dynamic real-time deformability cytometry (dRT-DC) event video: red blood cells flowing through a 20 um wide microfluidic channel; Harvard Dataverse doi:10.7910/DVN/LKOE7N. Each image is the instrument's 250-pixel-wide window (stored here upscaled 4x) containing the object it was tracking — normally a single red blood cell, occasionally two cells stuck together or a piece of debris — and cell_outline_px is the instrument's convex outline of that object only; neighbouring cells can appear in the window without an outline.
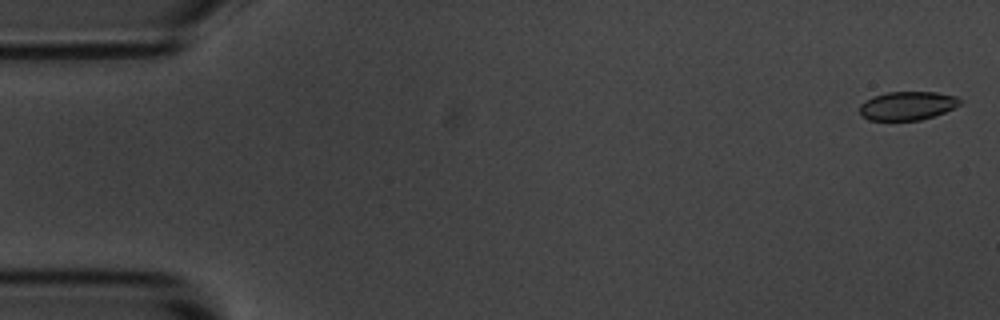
{"species": "common noctule bat (a hibernating species)", "species_latin": "Nyctalus noctula", "temperature_condition": "room temperature", "stored_images_in_passage": 53, "camera_frame_rate_fps": 3000, "um_per_image_px": 0.085, "animal": {"sex": "male", "body_mass_g": 20.1, "forearm_length_mm": 53.5}, "frame": {"image": 1, "passage_image": 2, "time_ms": 0.333, "image_size_px": [1000, 320], "cell_outline_px": [[960, 104], [944, 112], [920, 120], [868, 120], [860, 116], [860, 104], [864, 100], [872, 96], [888, 92], [936, 92], [956, 96], [960, 100]], "centroid_in_image_um": [77.07, 8.98], "position_along_channel_um": 7.9, "area_um2": 16.7}}
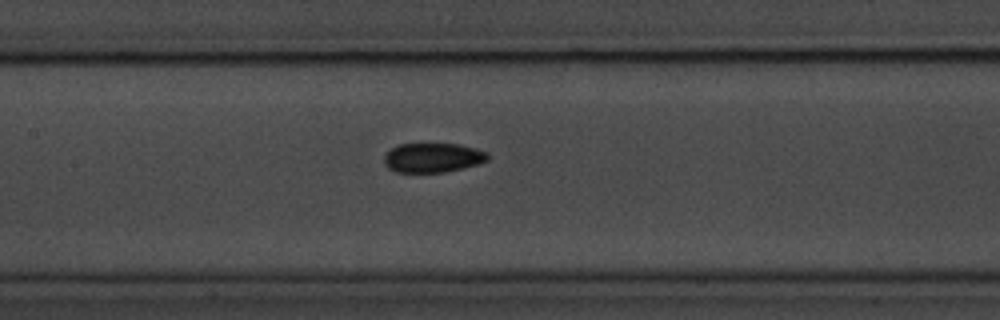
{"frame": {"image": 2, "passage_image": 26, "time_ms": 8.333, "image_size_px": [1000, 320], "cell_outline_px": [[488, 160], [480, 164], [444, 172], [396, 172], [388, 168], [384, 164], [384, 156], [392, 148], [400, 144], [460, 144], [476, 148], [488, 152]], "centroid_in_image_um": [36.81, 13.4], "position_along_channel_um": 170.6, "area_um2": 17.8}}
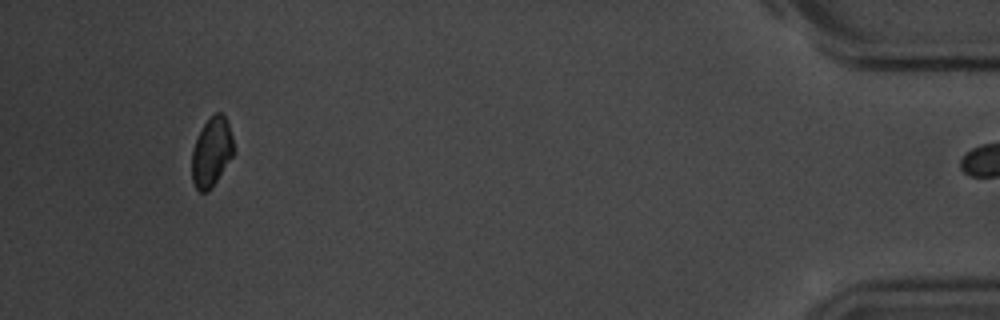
{"frame": {"image": 3, "passage_image": 52, "time_ms": 17.0, "image_size_px": [1000, 320], "cell_outline_px": [[232, 156], [208, 192], [200, 192], [196, 188], [192, 180], [192, 152], [196, 140], [204, 124], [216, 112], [220, 112], [224, 116], [228, 124], [232, 136]], "centroid_in_image_um": [17.96, 12.94], "position_along_channel_um": 417.2, "area_um2": 16.24}}